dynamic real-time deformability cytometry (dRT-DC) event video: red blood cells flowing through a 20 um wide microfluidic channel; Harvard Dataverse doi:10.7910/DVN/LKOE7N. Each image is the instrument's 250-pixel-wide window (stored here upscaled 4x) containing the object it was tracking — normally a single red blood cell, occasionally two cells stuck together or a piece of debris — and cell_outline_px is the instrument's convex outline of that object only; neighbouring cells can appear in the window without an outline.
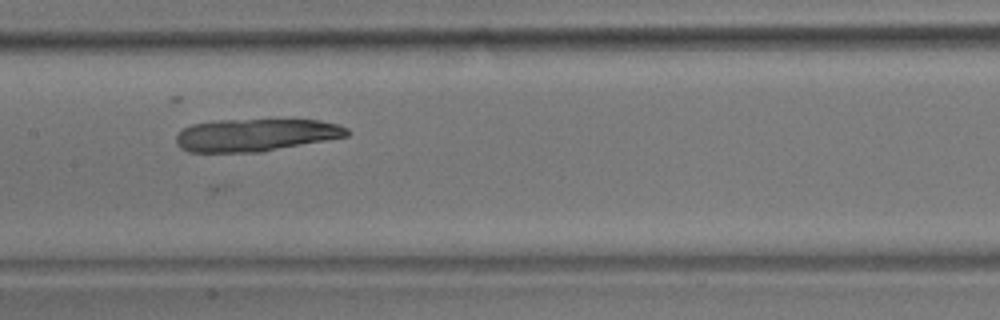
{"species": "common noctule bat (a hibernating species)", "species_latin": "Nyctalus noctula", "temperature_condition": "room temperature", "stored_images_in_passage": 10, "camera_frame_rate_fps": 3000, "um_per_image_px": 0.085, "animal": {"sex": "male", "body_mass_g": 17.9}, "frame": {"image": 1, "passage_image": 8, "time_ms": 2.333, "image_size_px": [1000, 320], "cell_outline_px": [[352, 132], [348, 136], [260, 152], [188, 152], [180, 148], [176, 144], [176, 136], [184, 128], [192, 124], [220, 120], [320, 120], [336, 124], [348, 128]], "centroid_in_image_um": [21.73, 11.48], "position_along_channel_um": 185.7, "area_um2": 32.31}}